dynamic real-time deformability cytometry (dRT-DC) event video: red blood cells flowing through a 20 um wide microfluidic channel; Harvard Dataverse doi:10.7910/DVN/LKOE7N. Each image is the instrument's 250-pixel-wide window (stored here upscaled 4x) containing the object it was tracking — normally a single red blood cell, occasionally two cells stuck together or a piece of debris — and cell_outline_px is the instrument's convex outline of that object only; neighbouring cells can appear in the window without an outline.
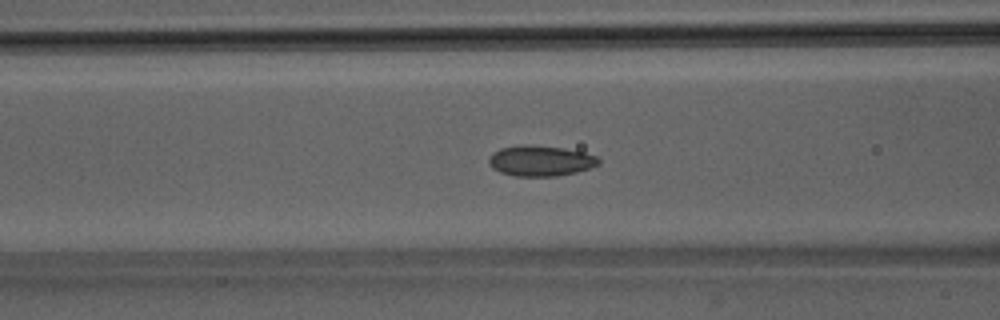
{"species": "Egyptian fruit bat (a non-hibernating species)", "species_latin": "Rousettus aegyptiacus", "temperature_condition": "room temperature", "stored_images_in_passage": 36, "camera_frame_rate_fps": 3000, "um_per_image_px": 0.085, "animal": {"sex": "male"}, "frame": {"image": 1, "passage_image": 6, "time_ms": 1.667, "image_size_px": [1000, 320], "cell_outline_px": [[600, 164], [592, 168], [576, 172], [556, 176], [516, 176], [500, 172], [492, 168], [488, 160], [488, 156], [492, 152], [500, 148], [520, 144], [528, 144], [564, 148], [584, 152], [596, 156], [600, 160]], "centroid_in_image_um": [45.93, 13.66], "position_along_channel_um": 120.7, "area_um2": 19.83}}
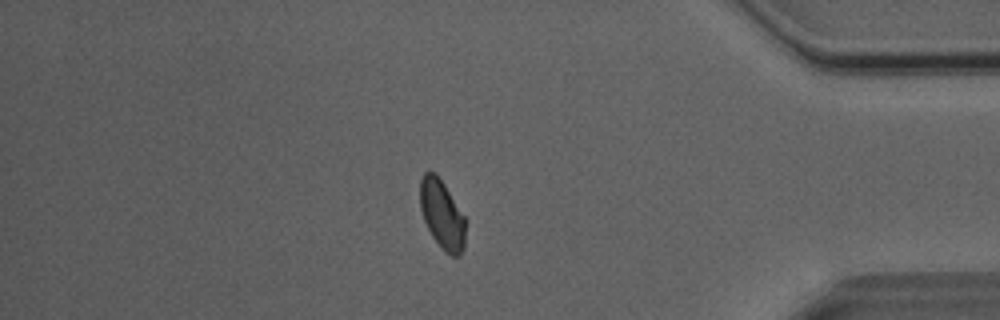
{"frame": {"image": 2, "passage_image": 29, "time_ms": 9.333, "image_size_px": [1000, 320], "cell_outline_px": [[468, 220], [464, 248], [460, 256], [452, 256], [432, 236], [424, 220], [420, 208], [420, 180], [424, 172], [436, 172]], "centroid_in_image_um": [37.62, 18.21], "position_along_channel_um": 397.6, "area_um2": 18.44}}
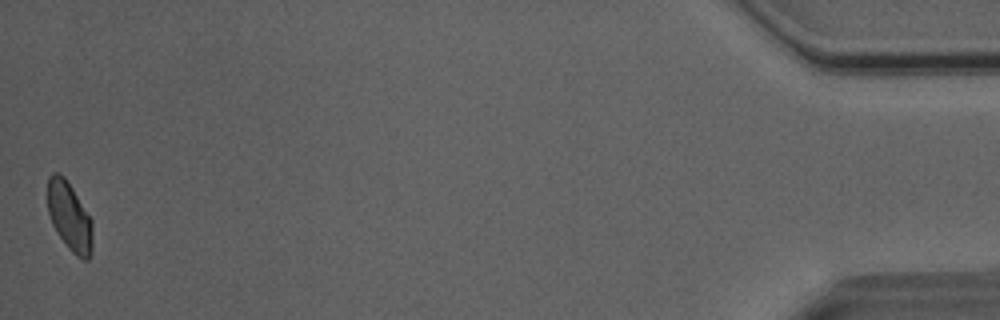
{"frame": {"image": 3, "passage_image": 36, "time_ms": 11.667, "image_size_px": [1000, 320], "cell_outline_px": [[92, 252], [88, 260], [84, 260], [76, 256], [68, 248], [56, 232], [52, 224], [48, 212], [48, 176], [52, 172], [56, 172], [64, 176], [72, 188], [92, 220]], "centroid_in_image_um": [5.9, 18.42], "position_along_channel_um": 429.3, "area_um2": 18.03}, "authors_computed_cell_mechanics": {"area_um2": 18.5538, "velocity_mm_per_s": 4.0377, "shape_relaxation_time_tau1_ms": null, "shape_relaxation_time_tau2_ms": 2.0719, "deformation_change_tau1": null, "deformation_change_tau2": 0.0585}}